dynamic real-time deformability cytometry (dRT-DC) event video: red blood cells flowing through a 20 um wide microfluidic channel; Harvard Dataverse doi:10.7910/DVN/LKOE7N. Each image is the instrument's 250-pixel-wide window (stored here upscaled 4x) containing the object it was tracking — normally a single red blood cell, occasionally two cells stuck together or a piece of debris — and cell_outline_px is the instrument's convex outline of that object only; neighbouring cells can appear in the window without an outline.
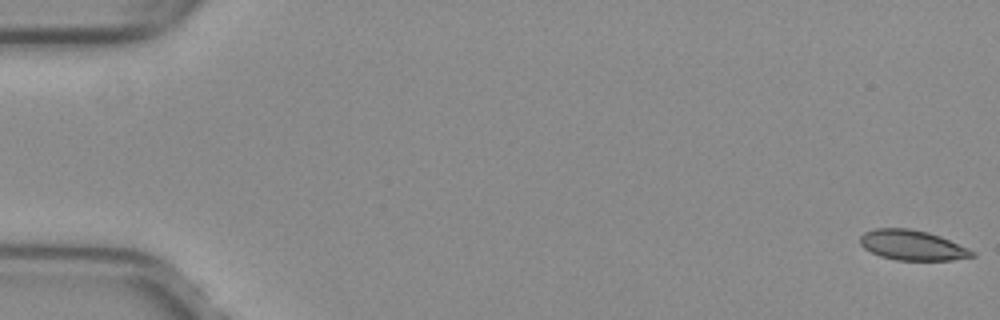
{"species": "common noctule bat (a hibernating species)", "species_latin": "Nyctalus noctula", "temperature_condition": "warm", "stored_images_in_passage": 53, "camera_frame_rate_fps": 3000, "um_per_image_px": 0.085, "animal": {"sex": "female", "body_mass_g": 29.2, "forearm_length_mm": 56.3}, "frame": {"image": 1, "passage_image": 1, "time_ms": 0.0, "image_size_px": [1000, 320], "cell_outline_px": [[976, 256], [952, 260], [896, 260], [880, 256], [864, 248], [860, 244], [860, 236], [864, 232], [876, 228], [908, 228], [928, 232], [940, 236], [968, 248], [976, 252]], "centroid_in_image_um": [77.55, 20.84], "position_along_channel_um": 7.4, "area_um2": 19.65}}
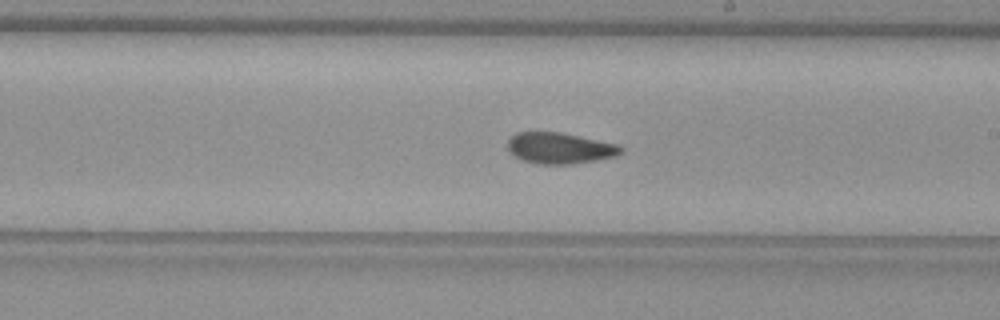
{"frame": {"image": 2, "passage_image": 31, "time_ms": 10.0, "image_size_px": [1000, 320], "cell_outline_px": [[624, 152], [616, 156], [596, 160], [572, 164], [540, 164], [520, 160], [512, 156], [508, 152], [508, 140], [516, 132], [560, 132], [620, 144], [624, 148]], "centroid_in_image_um": [47.59, 12.59], "position_along_channel_um": 241.4, "area_um2": 20.87}}
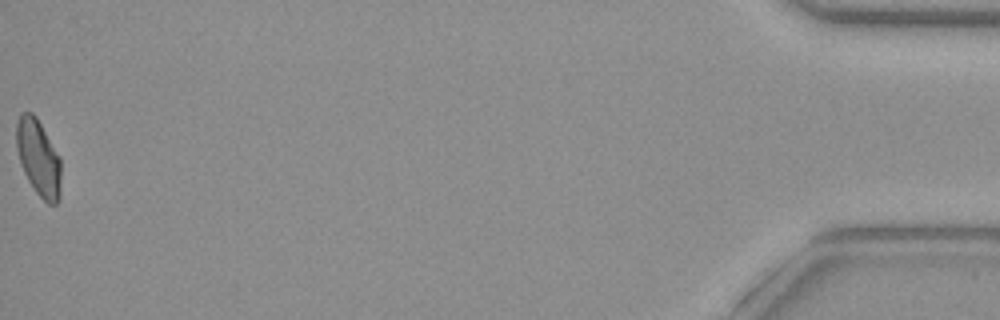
{"frame": {"image": 3, "passage_image": 53, "time_ms": 17.333, "image_size_px": [1000, 320], "cell_outline_px": [[60, 200], [56, 204], [48, 204], [36, 192], [28, 180], [20, 164], [16, 148], [16, 124], [20, 112], [32, 112], [36, 116], [60, 156]], "centroid_in_image_um": [3.26, 13.4], "position_along_channel_um": 431.9, "area_um2": 20.0}, "authors_computed_cell_mechanics": {"area_um2": 20.4612, "velocity_mm_per_s": 3.9984, "shape_relaxation_time_tau1_ms": null, "shape_relaxation_time_tau2_ms": 2.372, "deformation_change_tau1": null, "deformation_change_tau2": 0.0692}}